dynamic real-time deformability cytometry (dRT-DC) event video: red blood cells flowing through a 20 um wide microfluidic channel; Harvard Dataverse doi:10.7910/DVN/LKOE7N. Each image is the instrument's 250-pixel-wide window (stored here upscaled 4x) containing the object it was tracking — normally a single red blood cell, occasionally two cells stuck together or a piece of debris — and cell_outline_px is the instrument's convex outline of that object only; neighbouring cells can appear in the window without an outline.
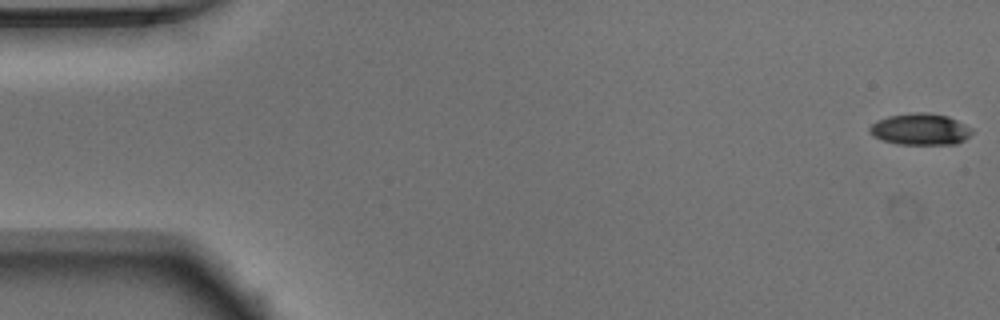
{"species": "Egyptian fruit bat (a non-hibernating species)", "species_latin": "Rousettus aegyptiacus", "temperature_condition": "warm", "stored_images_in_passage": 51, "camera_frame_rate_fps": 3000, "um_per_image_px": 0.085, "animal": {"sex": "male"}, "frame": {"image": 1, "passage_image": 1, "time_ms": 0.0, "image_size_px": [1000, 320], "cell_outline_px": [[972, 132], [964, 140], [956, 144], [896, 144], [880, 140], [872, 136], [868, 132], [868, 128], [876, 120], [888, 116], [912, 112], [928, 112], [948, 116], [972, 128]], "centroid_in_image_um": [78.17, 10.98], "position_along_channel_um": 6.8, "area_um2": 19.02}}
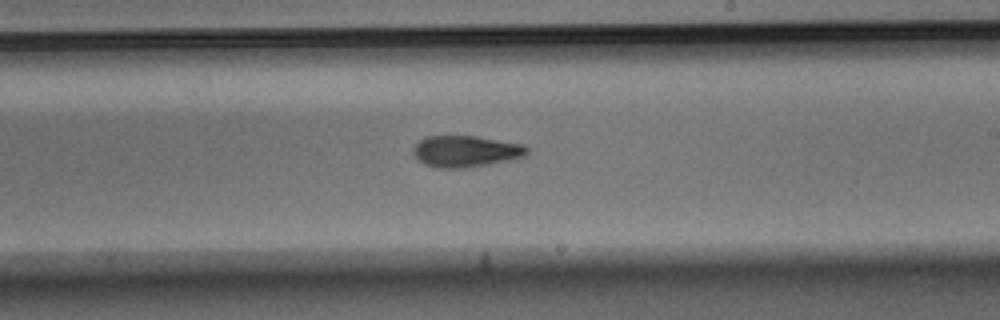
{"frame": {"image": 2, "passage_image": 30, "time_ms": 9.667, "image_size_px": [1000, 320], "cell_outline_px": [[528, 156], [516, 160], [464, 168], [440, 168], [424, 164], [412, 152], [412, 148], [420, 140], [428, 136], [476, 136], [524, 144], [528, 148]], "centroid_in_image_um": [39.66, 12.87], "position_along_channel_um": 249.3, "area_um2": 21.1}}
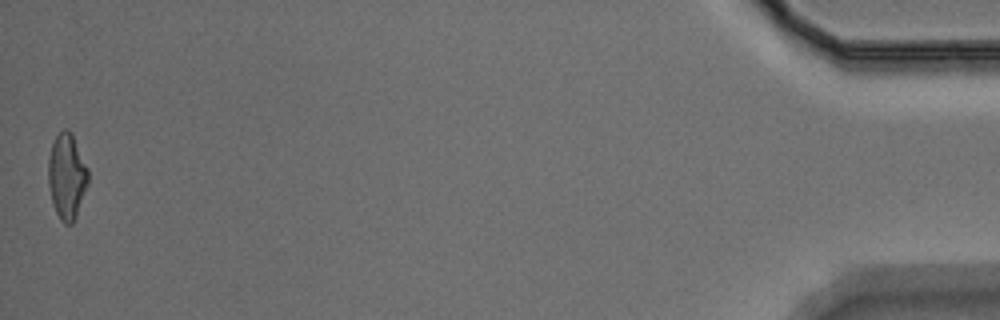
{"frame": {"image": 3, "passage_image": 51, "time_ms": 16.667, "image_size_px": [1000, 320], "cell_outline_px": [[88, 184], [76, 216], [72, 224], [64, 224], [60, 220], [52, 204], [48, 184], [48, 160], [52, 144], [56, 136], [64, 128], [68, 128], [72, 132], [88, 168]], "centroid_in_image_um": [5.68, 14.98], "position_along_channel_um": 429.5, "area_um2": 20.06}, "authors_computed_cell_mechanics": {"area_um2": 20.0566, "velocity_mm_per_s": 3.9507, "shape_relaxation_time_tau1_ms": 4.4059, "shape_relaxation_time_tau2_ms": 5.9162, "deformation_change_tau1": 0.1729, "deformation_change_tau2": 0.1705}}